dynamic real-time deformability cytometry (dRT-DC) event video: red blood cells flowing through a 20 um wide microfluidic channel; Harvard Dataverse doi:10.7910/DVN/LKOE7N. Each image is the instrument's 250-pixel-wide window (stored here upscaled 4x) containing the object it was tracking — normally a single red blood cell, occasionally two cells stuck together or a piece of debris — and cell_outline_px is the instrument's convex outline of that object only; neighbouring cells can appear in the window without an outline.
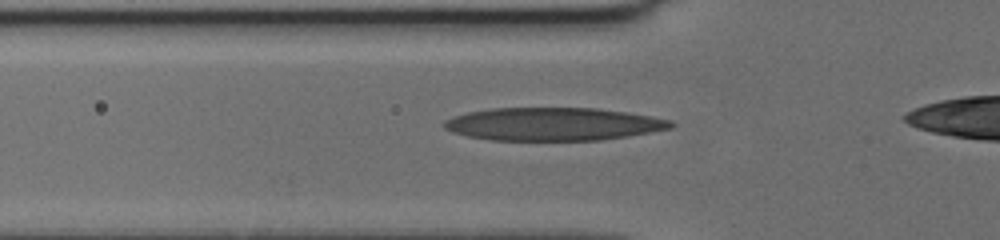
{"species": "human", "species_latin": "Homo sapiens", "temperature_condition": "cold", "stored_images_in_passage": 38, "camera_frame_rate_fps": 3000, "um_per_image_px": 0.085, "donor": {"sex": "female"}, "frame": {"image": 1, "passage_image": 11, "time_ms": 3.333, "image_size_px": [1000, 240], "cell_outline_px": [[676, 124], [672, 128], [600, 140], [492, 140], [468, 136], [452, 132], [444, 128], [444, 120], [452, 116], [468, 112], [492, 108], [596, 108], [624, 112], [672, 120]], "centroid_in_image_um": [46.98, 10.54], "position_along_channel_um": 78.8, "area_um2": 43.29}}
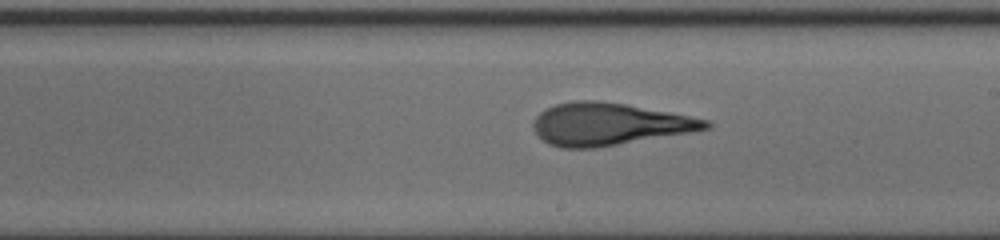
{"frame": {"image": 2, "passage_image": 24, "time_ms": 7.667, "image_size_px": [1000, 240], "cell_outline_px": [[712, 128], [596, 148], [560, 148], [548, 144], [532, 128], [532, 120], [544, 108], [556, 104], [572, 100], [600, 100], [624, 104], [668, 112], [708, 120], [712, 124]], "centroid_in_image_um": [51.7, 10.55], "position_along_channel_um": 237.3, "area_um2": 42.37}}
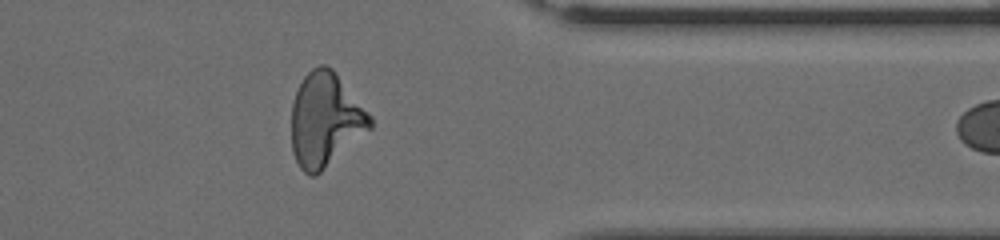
{"frame": {"image": 3, "passage_image": 37, "time_ms": 12.0, "image_size_px": [1000, 240], "cell_outline_px": [[372, 128], [316, 176], [308, 176], [300, 168], [292, 152], [292, 104], [296, 92], [304, 76], [312, 68], [320, 64], [324, 64], [332, 68], [336, 72], [372, 116]], "centroid_in_image_um": [27.66, 10.18], "position_along_channel_um": 383.7, "area_um2": 43.06}}